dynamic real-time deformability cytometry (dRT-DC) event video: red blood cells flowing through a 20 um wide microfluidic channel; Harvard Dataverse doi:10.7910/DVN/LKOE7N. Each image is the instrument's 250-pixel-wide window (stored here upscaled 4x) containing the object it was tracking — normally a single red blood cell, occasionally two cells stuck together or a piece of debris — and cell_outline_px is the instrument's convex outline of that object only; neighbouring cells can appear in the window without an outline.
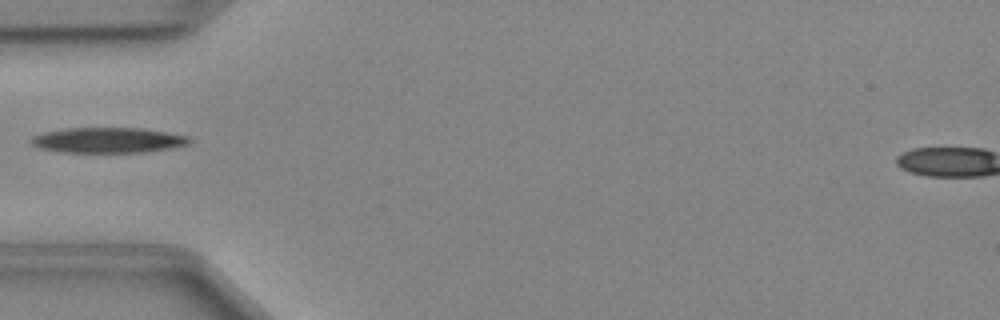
{"species": "Egyptian fruit bat (a non-hibernating species)", "species_latin": "Rousettus aegyptiacus", "temperature_condition": "cold", "stored_images_in_passage": 33, "camera_frame_rate_fps": 3000, "um_per_image_px": 0.085, "animal": {"sex": "female"}, "frame": {"image": 1, "passage_image": 1, "time_ms": 0.0, "image_size_px": [1000, 320], "cell_outline_px": [[192, 140], [188, 144], [172, 148], [144, 152], [56, 152], [40, 148], [32, 144], [28, 140], [32, 136], [44, 132], [64, 128], [140, 128], [188, 136]], "centroid_in_image_um": [9.13, 11.92], "position_along_channel_um": 75.9, "area_um2": 23.41}}
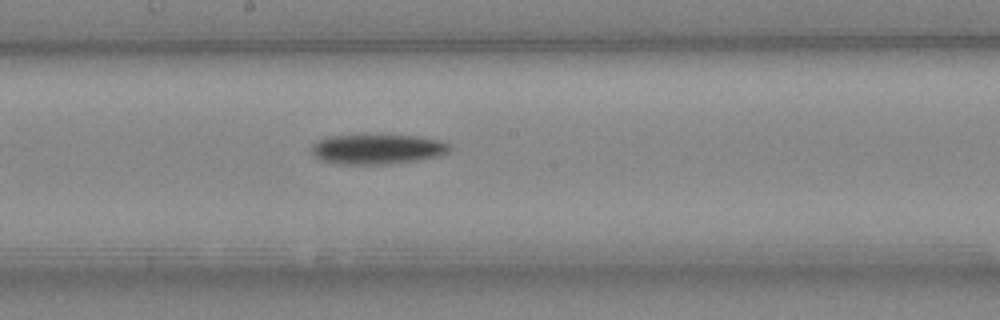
{"frame": {"image": 2, "passage_image": 11, "time_ms": 3.333, "image_size_px": [1000, 320], "cell_outline_px": [[452, 148], [448, 152], [440, 156], [420, 160], [392, 164], [344, 164], [320, 160], [312, 156], [312, 144], [316, 140], [328, 136], [360, 132], [368, 132], [416, 136], [440, 140], [448, 144]], "centroid_in_image_um": [32.04, 12.63], "position_along_channel_um": 216.2, "area_um2": 25.43}}
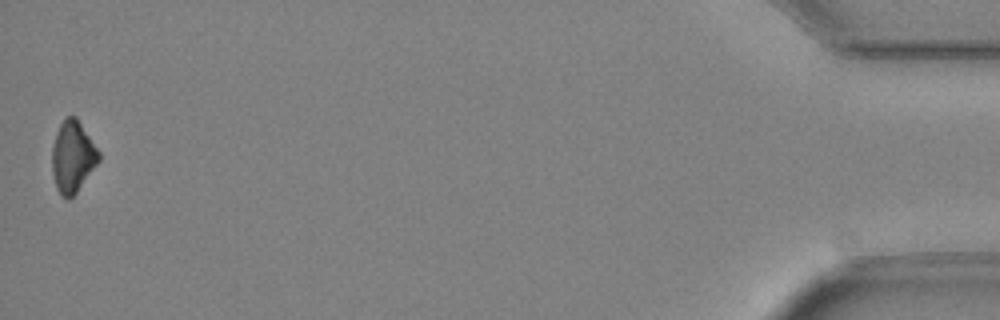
{"frame": {"image": 3, "passage_image": 33, "time_ms": 10.667, "image_size_px": [1000, 320], "cell_outline_px": [[100, 160], [76, 192], [68, 200], [60, 196], [56, 188], [52, 172], [52, 148], [56, 132], [64, 116], [76, 116], [100, 152]], "centroid_in_image_um": [6.16, 13.31], "position_along_channel_um": 429.0, "area_um2": 19.54}}